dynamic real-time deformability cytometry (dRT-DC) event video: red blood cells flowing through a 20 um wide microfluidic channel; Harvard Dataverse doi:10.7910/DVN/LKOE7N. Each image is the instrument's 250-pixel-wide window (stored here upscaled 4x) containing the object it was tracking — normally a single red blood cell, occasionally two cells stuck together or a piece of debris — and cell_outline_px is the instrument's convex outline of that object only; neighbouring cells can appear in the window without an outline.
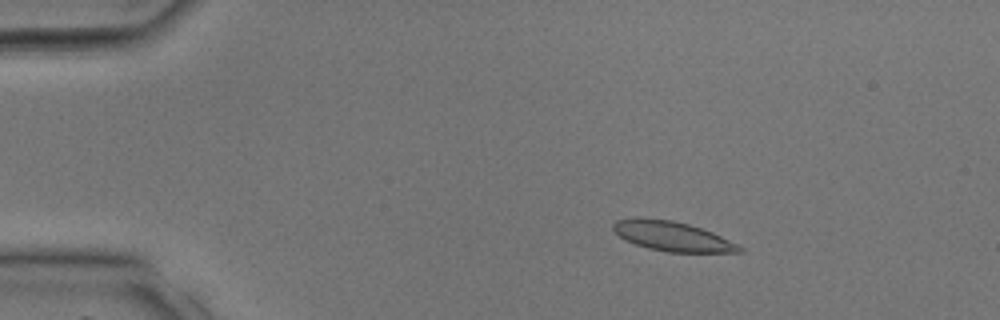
{"species": "common noctule bat (a hibernating species)", "species_latin": "Nyctalus noctula", "temperature_condition": "room temperature", "stored_images_in_passage": 8, "camera_frame_rate_fps": 3000, "um_per_image_px": 0.085, "animal": {"sex": "male", "body_mass_g": 17.9, "forearm_length_mm": 54.2}, "frame": {"image": 1, "passage_image": 4, "time_ms": 1.0, "image_size_px": [1000, 320], "cell_outline_px": [[744, 252], [668, 252], [648, 248], [624, 240], [612, 228], [612, 224], [616, 220], [672, 220], [688, 224], [712, 232], [744, 248]], "centroid_in_image_um": [57.19, 20.12], "position_along_channel_um": 27.8, "area_um2": 20.98}}